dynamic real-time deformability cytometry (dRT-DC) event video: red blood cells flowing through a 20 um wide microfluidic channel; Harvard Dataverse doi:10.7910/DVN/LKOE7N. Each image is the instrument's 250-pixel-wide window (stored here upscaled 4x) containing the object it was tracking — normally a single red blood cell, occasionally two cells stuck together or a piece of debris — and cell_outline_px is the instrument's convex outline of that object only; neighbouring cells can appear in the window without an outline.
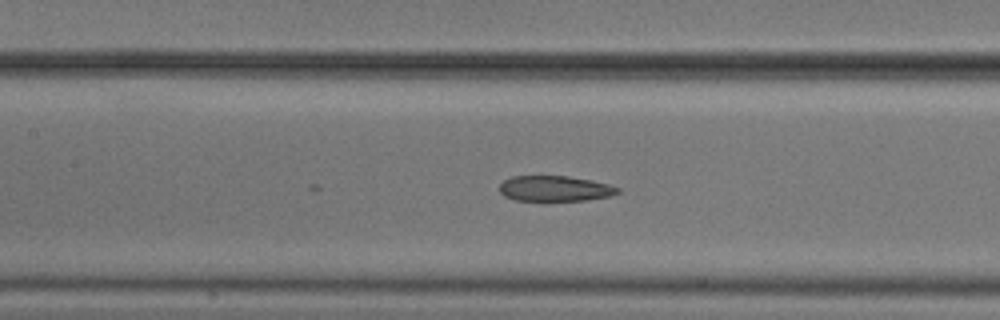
{"species": "common noctule bat (a hibernating species)", "species_latin": "Nyctalus noctula", "temperature_condition": "cold", "stored_images_in_passage": 24, "camera_frame_rate_fps": 3000, "um_per_image_px": 0.085, "animal": {"sex": "male", "body_mass_g": 20.5, "forearm_length_mm": 52.5}, "frame": {"image": 1, "passage_image": 24, "time_ms": 7.667, "image_size_px": [1000, 320], "cell_outline_px": [[620, 192], [612, 196], [588, 200], [516, 200], [504, 196], [500, 192], [500, 184], [504, 180], [512, 176], [568, 176], [592, 180], [608, 184], [620, 188]], "centroid_in_image_um": [47.2, 16.02], "position_along_channel_um": 160.2, "area_um2": 17.57}}